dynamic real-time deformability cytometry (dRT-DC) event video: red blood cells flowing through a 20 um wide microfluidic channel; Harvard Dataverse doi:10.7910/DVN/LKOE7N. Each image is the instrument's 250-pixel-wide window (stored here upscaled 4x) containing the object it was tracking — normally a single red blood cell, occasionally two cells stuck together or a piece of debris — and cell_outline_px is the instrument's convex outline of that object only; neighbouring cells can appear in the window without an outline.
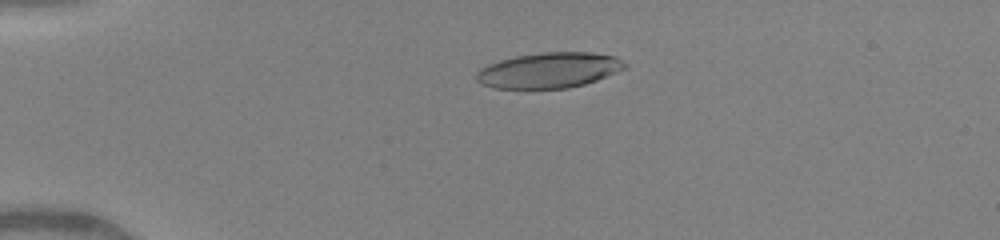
{"species": "human", "species_latin": "Homo sapiens", "temperature_condition": "warm", "stored_images_in_passage": 44, "camera_frame_rate_fps": 3000, "um_per_image_px": 0.085, "donor": {"sex": "female"}, "frame": {"image": 1, "passage_image": 10, "time_ms": 3.667, "image_size_px": [1000, 240], "cell_outline_px": [[628, 68], [596, 80], [584, 84], [568, 88], [496, 88], [484, 84], [476, 80], [476, 72], [480, 68], [488, 64], [500, 60], [516, 56], [544, 52], [588, 52], [616, 56], [628, 64]], "centroid_in_image_um": [46.71, 5.96], "position_along_channel_um": 38.3, "area_um2": 30.63}}
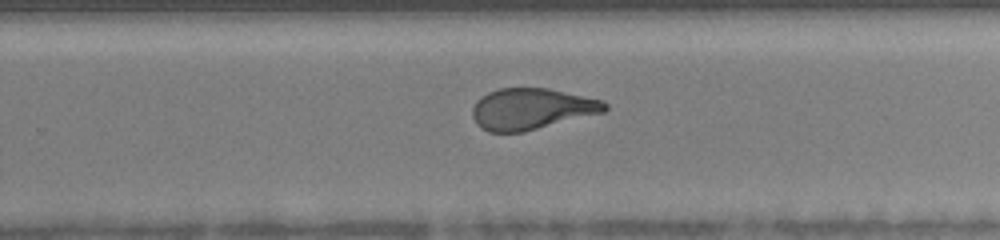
{"frame": {"image": 2, "passage_image": 29, "time_ms": 10.667, "image_size_px": [1000, 240], "cell_outline_px": [[608, 108], [604, 112], [524, 132], [488, 132], [480, 128], [476, 124], [472, 116], [472, 108], [476, 100], [480, 96], [488, 92], [500, 88], [548, 88], [604, 100], [608, 104]], "centroid_in_image_um": [45.16, 9.26], "position_along_channel_um": 284.6, "area_um2": 32.08}}
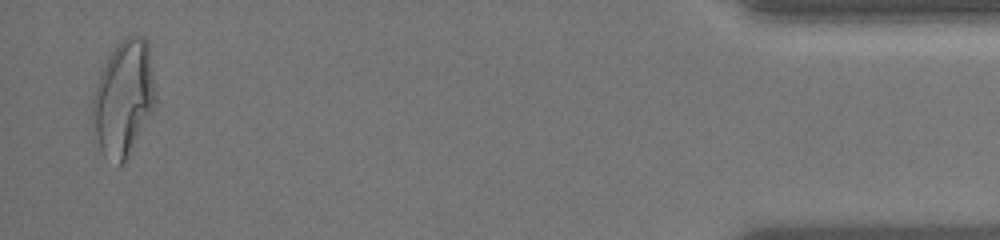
{"frame": {"image": 3, "passage_image": 43, "time_ms": 15.667, "image_size_px": [1000, 240], "cell_outline_px": [[156, 100], [136, 140], [124, 160], [120, 164], [104, 156], [100, 148], [92, 124], [92, 100], [96, 84], [108, 56], [120, 40], [128, 36], [144, 36], [148, 40]], "centroid_in_image_um": [10.48, 8.28], "position_along_channel_um": 424.7, "area_um2": 41.38}, "authors_computed_cell_mechanics": {"area_um2": 32.6859, "velocity_mm_per_s": 4.2042, "shape_relaxation_time_tau1_ms": 5.9773, "shape_relaxation_time_tau2_ms": 0.9007, "deformation_change_tau1": 0.2675, "deformation_change_tau2": 0.0886}}